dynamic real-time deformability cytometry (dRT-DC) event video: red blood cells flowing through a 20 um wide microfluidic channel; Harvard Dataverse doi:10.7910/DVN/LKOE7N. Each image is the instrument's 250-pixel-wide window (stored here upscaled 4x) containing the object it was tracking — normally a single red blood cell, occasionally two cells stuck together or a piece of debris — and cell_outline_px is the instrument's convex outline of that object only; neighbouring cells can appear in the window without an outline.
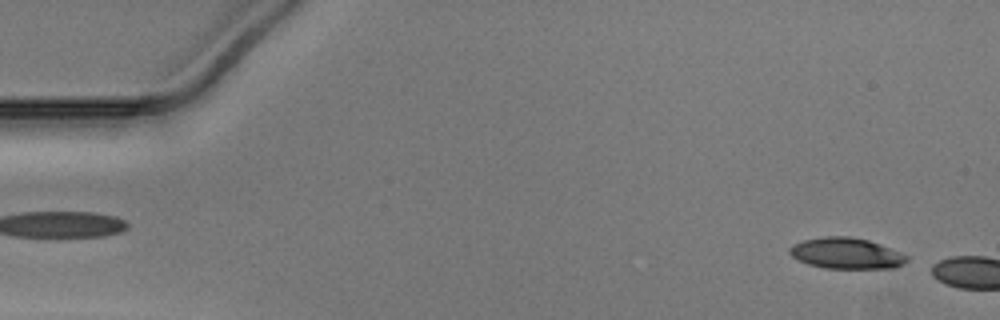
{"species": "Egyptian fruit bat (a non-hibernating species)", "species_latin": "Rousettus aegyptiacus", "temperature_condition": "warm", "stored_images_in_passage": 6, "camera_frame_rate_fps": 3000, "um_per_image_px": 0.085, "animal": {"sex": "male"}, "frame": {"image": 1, "passage_image": 3, "time_ms": 0.667, "image_size_px": [1000, 320], "cell_outline_px": [[908, 260], [904, 264], [892, 268], [824, 268], [808, 264], [792, 256], [788, 252], [788, 248], [792, 244], [804, 240], [824, 236], [848, 236], [868, 240], [880, 244], [900, 252], [908, 256]], "centroid_in_image_um": [71.92, 21.53], "position_along_channel_um": 13.1, "area_um2": 21.15}}